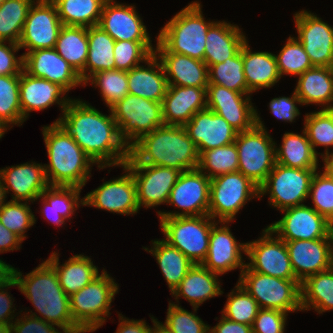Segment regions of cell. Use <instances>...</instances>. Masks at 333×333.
Masks as SVG:
<instances>
[{
    "label": "cell",
    "instance_id": "6da1fadb",
    "mask_svg": "<svg viewBox=\"0 0 333 333\" xmlns=\"http://www.w3.org/2000/svg\"><path fill=\"white\" fill-rule=\"evenodd\" d=\"M104 115L86 101L72 99L58 122L99 169L121 166L129 158V147L119 135L111 109Z\"/></svg>",
    "mask_w": 333,
    "mask_h": 333
},
{
    "label": "cell",
    "instance_id": "7a4b0ae2",
    "mask_svg": "<svg viewBox=\"0 0 333 333\" xmlns=\"http://www.w3.org/2000/svg\"><path fill=\"white\" fill-rule=\"evenodd\" d=\"M12 267V277L19 290L30 300L35 310L43 317L30 311V315L56 325L67 333H84L73 321L70 311V297L60 286L54 267L43 261L30 273L23 275Z\"/></svg>",
    "mask_w": 333,
    "mask_h": 333
},
{
    "label": "cell",
    "instance_id": "3957f363",
    "mask_svg": "<svg viewBox=\"0 0 333 333\" xmlns=\"http://www.w3.org/2000/svg\"><path fill=\"white\" fill-rule=\"evenodd\" d=\"M124 164L164 166L180 172L198 169L199 152L182 125H163L129 148Z\"/></svg>",
    "mask_w": 333,
    "mask_h": 333
},
{
    "label": "cell",
    "instance_id": "277c9868",
    "mask_svg": "<svg viewBox=\"0 0 333 333\" xmlns=\"http://www.w3.org/2000/svg\"><path fill=\"white\" fill-rule=\"evenodd\" d=\"M42 134L49 158V164H44L49 185L83 188L96 164L58 122L44 126Z\"/></svg>",
    "mask_w": 333,
    "mask_h": 333
},
{
    "label": "cell",
    "instance_id": "5b68a950",
    "mask_svg": "<svg viewBox=\"0 0 333 333\" xmlns=\"http://www.w3.org/2000/svg\"><path fill=\"white\" fill-rule=\"evenodd\" d=\"M201 4L194 1L169 20L156 39L172 53L204 61L205 40L215 21H205Z\"/></svg>",
    "mask_w": 333,
    "mask_h": 333
},
{
    "label": "cell",
    "instance_id": "8992f818",
    "mask_svg": "<svg viewBox=\"0 0 333 333\" xmlns=\"http://www.w3.org/2000/svg\"><path fill=\"white\" fill-rule=\"evenodd\" d=\"M118 289L114 278L103 269L94 280L69 296L74 323L84 333L94 332L103 326L106 317L110 316L111 303L115 294L119 292Z\"/></svg>",
    "mask_w": 333,
    "mask_h": 333
},
{
    "label": "cell",
    "instance_id": "52a82bcc",
    "mask_svg": "<svg viewBox=\"0 0 333 333\" xmlns=\"http://www.w3.org/2000/svg\"><path fill=\"white\" fill-rule=\"evenodd\" d=\"M256 109V124L237 134L238 171L260 187L276 164V143Z\"/></svg>",
    "mask_w": 333,
    "mask_h": 333
},
{
    "label": "cell",
    "instance_id": "ba28073f",
    "mask_svg": "<svg viewBox=\"0 0 333 333\" xmlns=\"http://www.w3.org/2000/svg\"><path fill=\"white\" fill-rule=\"evenodd\" d=\"M238 282L256 300L260 308L285 313L302 311L301 283L252 271L247 265Z\"/></svg>",
    "mask_w": 333,
    "mask_h": 333
},
{
    "label": "cell",
    "instance_id": "9c48e42d",
    "mask_svg": "<svg viewBox=\"0 0 333 333\" xmlns=\"http://www.w3.org/2000/svg\"><path fill=\"white\" fill-rule=\"evenodd\" d=\"M165 241L181 251L193 264H202L209 249V235L217 222L209 215L159 218Z\"/></svg>",
    "mask_w": 333,
    "mask_h": 333
},
{
    "label": "cell",
    "instance_id": "30bf717a",
    "mask_svg": "<svg viewBox=\"0 0 333 333\" xmlns=\"http://www.w3.org/2000/svg\"><path fill=\"white\" fill-rule=\"evenodd\" d=\"M119 135L130 148L141 137L165 125L162 103L128 94L111 108Z\"/></svg>",
    "mask_w": 333,
    "mask_h": 333
},
{
    "label": "cell",
    "instance_id": "8fae6325",
    "mask_svg": "<svg viewBox=\"0 0 333 333\" xmlns=\"http://www.w3.org/2000/svg\"><path fill=\"white\" fill-rule=\"evenodd\" d=\"M252 198H259V187L242 173L218 175L210 180L208 215L213 220L219 218V222L234 221L239 210Z\"/></svg>",
    "mask_w": 333,
    "mask_h": 333
},
{
    "label": "cell",
    "instance_id": "7c38bea8",
    "mask_svg": "<svg viewBox=\"0 0 333 333\" xmlns=\"http://www.w3.org/2000/svg\"><path fill=\"white\" fill-rule=\"evenodd\" d=\"M317 169L286 167L276 163L265 182L259 187V199L266 193L273 207L282 211L303 205L309 198L310 185Z\"/></svg>",
    "mask_w": 333,
    "mask_h": 333
},
{
    "label": "cell",
    "instance_id": "4fadbf2b",
    "mask_svg": "<svg viewBox=\"0 0 333 333\" xmlns=\"http://www.w3.org/2000/svg\"><path fill=\"white\" fill-rule=\"evenodd\" d=\"M210 180L199 169L181 172L167 204L182 209V212L158 211L159 218L208 215Z\"/></svg>",
    "mask_w": 333,
    "mask_h": 333
},
{
    "label": "cell",
    "instance_id": "5bb4252c",
    "mask_svg": "<svg viewBox=\"0 0 333 333\" xmlns=\"http://www.w3.org/2000/svg\"><path fill=\"white\" fill-rule=\"evenodd\" d=\"M280 212L283 217L267 227L285 242L333 238V224L313 207L303 204Z\"/></svg>",
    "mask_w": 333,
    "mask_h": 333
},
{
    "label": "cell",
    "instance_id": "9a60e30c",
    "mask_svg": "<svg viewBox=\"0 0 333 333\" xmlns=\"http://www.w3.org/2000/svg\"><path fill=\"white\" fill-rule=\"evenodd\" d=\"M266 227L257 240L247 242L246 256L250 263L246 265L252 270L265 275L287 280H297L292 269L285 241L276 237Z\"/></svg>",
    "mask_w": 333,
    "mask_h": 333
},
{
    "label": "cell",
    "instance_id": "2e32d148",
    "mask_svg": "<svg viewBox=\"0 0 333 333\" xmlns=\"http://www.w3.org/2000/svg\"><path fill=\"white\" fill-rule=\"evenodd\" d=\"M62 26L54 3L36 0L29 9L18 45L28 50L25 53L54 48Z\"/></svg>",
    "mask_w": 333,
    "mask_h": 333
},
{
    "label": "cell",
    "instance_id": "e0dca14e",
    "mask_svg": "<svg viewBox=\"0 0 333 333\" xmlns=\"http://www.w3.org/2000/svg\"><path fill=\"white\" fill-rule=\"evenodd\" d=\"M125 174L104 182L84 196V206H93L121 215H135L139 211L137 187L130 170L123 164Z\"/></svg>",
    "mask_w": 333,
    "mask_h": 333
},
{
    "label": "cell",
    "instance_id": "ac0fdd59",
    "mask_svg": "<svg viewBox=\"0 0 333 333\" xmlns=\"http://www.w3.org/2000/svg\"><path fill=\"white\" fill-rule=\"evenodd\" d=\"M296 37L313 66L333 67V27L310 11L294 14Z\"/></svg>",
    "mask_w": 333,
    "mask_h": 333
},
{
    "label": "cell",
    "instance_id": "d6986e66",
    "mask_svg": "<svg viewBox=\"0 0 333 333\" xmlns=\"http://www.w3.org/2000/svg\"><path fill=\"white\" fill-rule=\"evenodd\" d=\"M132 173L137 187L139 208L167 204L171 189L177 182L180 171L146 164H124Z\"/></svg>",
    "mask_w": 333,
    "mask_h": 333
},
{
    "label": "cell",
    "instance_id": "ffe728a7",
    "mask_svg": "<svg viewBox=\"0 0 333 333\" xmlns=\"http://www.w3.org/2000/svg\"><path fill=\"white\" fill-rule=\"evenodd\" d=\"M206 96L207 108L224 118L238 133L249 130L256 124V109L248 93L208 84Z\"/></svg>",
    "mask_w": 333,
    "mask_h": 333
},
{
    "label": "cell",
    "instance_id": "44dd1931",
    "mask_svg": "<svg viewBox=\"0 0 333 333\" xmlns=\"http://www.w3.org/2000/svg\"><path fill=\"white\" fill-rule=\"evenodd\" d=\"M219 223L221 227L218 226ZM229 223L231 222H219L217 219V223L212 226L208 254L202 265L219 275L240 268L241 275L246 266L242 253H247V243L237 242L227 225Z\"/></svg>",
    "mask_w": 333,
    "mask_h": 333
},
{
    "label": "cell",
    "instance_id": "7402d4cb",
    "mask_svg": "<svg viewBox=\"0 0 333 333\" xmlns=\"http://www.w3.org/2000/svg\"><path fill=\"white\" fill-rule=\"evenodd\" d=\"M22 56L23 70L30 76L59 84L67 92L84 85L80 75L54 48L38 49Z\"/></svg>",
    "mask_w": 333,
    "mask_h": 333
},
{
    "label": "cell",
    "instance_id": "603a6c76",
    "mask_svg": "<svg viewBox=\"0 0 333 333\" xmlns=\"http://www.w3.org/2000/svg\"><path fill=\"white\" fill-rule=\"evenodd\" d=\"M285 244L295 277L300 283L311 275L332 268L333 238L286 241Z\"/></svg>",
    "mask_w": 333,
    "mask_h": 333
},
{
    "label": "cell",
    "instance_id": "cb8c5ba5",
    "mask_svg": "<svg viewBox=\"0 0 333 333\" xmlns=\"http://www.w3.org/2000/svg\"><path fill=\"white\" fill-rule=\"evenodd\" d=\"M184 128L199 155L205 150L234 143L238 134L224 118L208 108L196 112Z\"/></svg>",
    "mask_w": 333,
    "mask_h": 333
},
{
    "label": "cell",
    "instance_id": "d4e9b609",
    "mask_svg": "<svg viewBox=\"0 0 333 333\" xmlns=\"http://www.w3.org/2000/svg\"><path fill=\"white\" fill-rule=\"evenodd\" d=\"M134 6L107 0L98 25L115 41H152Z\"/></svg>",
    "mask_w": 333,
    "mask_h": 333
},
{
    "label": "cell",
    "instance_id": "484cf974",
    "mask_svg": "<svg viewBox=\"0 0 333 333\" xmlns=\"http://www.w3.org/2000/svg\"><path fill=\"white\" fill-rule=\"evenodd\" d=\"M0 180L6 194L13 192L12 201L33 203L49 186L44 165L36 162L0 169Z\"/></svg>",
    "mask_w": 333,
    "mask_h": 333
},
{
    "label": "cell",
    "instance_id": "4316f807",
    "mask_svg": "<svg viewBox=\"0 0 333 333\" xmlns=\"http://www.w3.org/2000/svg\"><path fill=\"white\" fill-rule=\"evenodd\" d=\"M66 93L59 84L30 76L24 70L19 75V97L24 120L31 111L48 109L53 104H59L63 112L72 100L64 96Z\"/></svg>",
    "mask_w": 333,
    "mask_h": 333
},
{
    "label": "cell",
    "instance_id": "83f0119b",
    "mask_svg": "<svg viewBox=\"0 0 333 333\" xmlns=\"http://www.w3.org/2000/svg\"><path fill=\"white\" fill-rule=\"evenodd\" d=\"M155 54L161 61L168 85L207 88L209 84L208 66L202 60L169 52L156 40Z\"/></svg>",
    "mask_w": 333,
    "mask_h": 333
},
{
    "label": "cell",
    "instance_id": "f1b7e54d",
    "mask_svg": "<svg viewBox=\"0 0 333 333\" xmlns=\"http://www.w3.org/2000/svg\"><path fill=\"white\" fill-rule=\"evenodd\" d=\"M207 108L206 88L169 85L162 101L165 125H182Z\"/></svg>",
    "mask_w": 333,
    "mask_h": 333
},
{
    "label": "cell",
    "instance_id": "f546056e",
    "mask_svg": "<svg viewBox=\"0 0 333 333\" xmlns=\"http://www.w3.org/2000/svg\"><path fill=\"white\" fill-rule=\"evenodd\" d=\"M145 63L147 68L138 65L127 71L129 94L162 103L169 86L163 65L155 53Z\"/></svg>",
    "mask_w": 333,
    "mask_h": 333
},
{
    "label": "cell",
    "instance_id": "4dcf8cb0",
    "mask_svg": "<svg viewBox=\"0 0 333 333\" xmlns=\"http://www.w3.org/2000/svg\"><path fill=\"white\" fill-rule=\"evenodd\" d=\"M246 40V36L236 24L224 20L214 22L206 35L204 62L209 68L234 57Z\"/></svg>",
    "mask_w": 333,
    "mask_h": 333
},
{
    "label": "cell",
    "instance_id": "1f68e13d",
    "mask_svg": "<svg viewBox=\"0 0 333 333\" xmlns=\"http://www.w3.org/2000/svg\"><path fill=\"white\" fill-rule=\"evenodd\" d=\"M218 275L202 264H193L171 294L177 303L183 297L192 307L199 308L206 300L223 294Z\"/></svg>",
    "mask_w": 333,
    "mask_h": 333
},
{
    "label": "cell",
    "instance_id": "d6a6232c",
    "mask_svg": "<svg viewBox=\"0 0 333 333\" xmlns=\"http://www.w3.org/2000/svg\"><path fill=\"white\" fill-rule=\"evenodd\" d=\"M242 61L244 76L247 83V93L270 88L279 82L275 54L270 52H252L248 40L242 46Z\"/></svg>",
    "mask_w": 333,
    "mask_h": 333
},
{
    "label": "cell",
    "instance_id": "836d02e7",
    "mask_svg": "<svg viewBox=\"0 0 333 333\" xmlns=\"http://www.w3.org/2000/svg\"><path fill=\"white\" fill-rule=\"evenodd\" d=\"M294 91L300 98L302 106L319 104L322 110L332 107L333 67L313 66L306 70L298 77Z\"/></svg>",
    "mask_w": 333,
    "mask_h": 333
},
{
    "label": "cell",
    "instance_id": "e575fe53",
    "mask_svg": "<svg viewBox=\"0 0 333 333\" xmlns=\"http://www.w3.org/2000/svg\"><path fill=\"white\" fill-rule=\"evenodd\" d=\"M58 256V253L53 252L47 261L54 267L60 286L68 296L78 292L100 275L98 267L88 256L76 254L62 265Z\"/></svg>",
    "mask_w": 333,
    "mask_h": 333
},
{
    "label": "cell",
    "instance_id": "d590c367",
    "mask_svg": "<svg viewBox=\"0 0 333 333\" xmlns=\"http://www.w3.org/2000/svg\"><path fill=\"white\" fill-rule=\"evenodd\" d=\"M81 190L73 186L49 185L39 197L43 203L41 214L58 227L65 225L66 219H70L81 205L84 206V198H80Z\"/></svg>",
    "mask_w": 333,
    "mask_h": 333
},
{
    "label": "cell",
    "instance_id": "8d00e7d4",
    "mask_svg": "<svg viewBox=\"0 0 333 333\" xmlns=\"http://www.w3.org/2000/svg\"><path fill=\"white\" fill-rule=\"evenodd\" d=\"M279 146L275 148L276 163L292 168L318 169V155L314 152L304 129L302 134L285 133Z\"/></svg>",
    "mask_w": 333,
    "mask_h": 333
},
{
    "label": "cell",
    "instance_id": "74e56055",
    "mask_svg": "<svg viewBox=\"0 0 333 333\" xmlns=\"http://www.w3.org/2000/svg\"><path fill=\"white\" fill-rule=\"evenodd\" d=\"M151 249H143L152 254L163 273L167 285L172 293L186 276L193 263L176 247L171 246L164 239L152 240Z\"/></svg>",
    "mask_w": 333,
    "mask_h": 333
},
{
    "label": "cell",
    "instance_id": "f35d334b",
    "mask_svg": "<svg viewBox=\"0 0 333 333\" xmlns=\"http://www.w3.org/2000/svg\"><path fill=\"white\" fill-rule=\"evenodd\" d=\"M54 49L74 68L84 82V68L89 51L87 28L63 25Z\"/></svg>",
    "mask_w": 333,
    "mask_h": 333
},
{
    "label": "cell",
    "instance_id": "ab89813d",
    "mask_svg": "<svg viewBox=\"0 0 333 333\" xmlns=\"http://www.w3.org/2000/svg\"><path fill=\"white\" fill-rule=\"evenodd\" d=\"M301 308L318 314L333 310V268L307 277L300 285Z\"/></svg>",
    "mask_w": 333,
    "mask_h": 333
},
{
    "label": "cell",
    "instance_id": "60d3db41",
    "mask_svg": "<svg viewBox=\"0 0 333 333\" xmlns=\"http://www.w3.org/2000/svg\"><path fill=\"white\" fill-rule=\"evenodd\" d=\"M87 35L89 51L84 68V83L95 72L115 69V40L99 25L88 27Z\"/></svg>",
    "mask_w": 333,
    "mask_h": 333
},
{
    "label": "cell",
    "instance_id": "b9f144b4",
    "mask_svg": "<svg viewBox=\"0 0 333 333\" xmlns=\"http://www.w3.org/2000/svg\"><path fill=\"white\" fill-rule=\"evenodd\" d=\"M65 26L91 27L99 24L107 0H51Z\"/></svg>",
    "mask_w": 333,
    "mask_h": 333
},
{
    "label": "cell",
    "instance_id": "7bdbcfd3",
    "mask_svg": "<svg viewBox=\"0 0 333 333\" xmlns=\"http://www.w3.org/2000/svg\"><path fill=\"white\" fill-rule=\"evenodd\" d=\"M36 0H4L0 4V41L19 43L29 9Z\"/></svg>",
    "mask_w": 333,
    "mask_h": 333
},
{
    "label": "cell",
    "instance_id": "ee69618b",
    "mask_svg": "<svg viewBox=\"0 0 333 333\" xmlns=\"http://www.w3.org/2000/svg\"><path fill=\"white\" fill-rule=\"evenodd\" d=\"M198 169L210 179L238 171V151L235 142L203 151L199 155Z\"/></svg>",
    "mask_w": 333,
    "mask_h": 333
},
{
    "label": "cell",
    "instance_id": "f6af8a7d",
    "mask_svg": "<svg viewBox=\"0 0 333 333\" xmlns=\"http://www.w3.org/2000/svg\"><path fill=\"white\" fill-rule=\"evenodd\" d=\"M209 84H217L227 89L247 93V83L244 76L242 48L224 62L211 65L208 68Z\"/></svg>",
    "mask_w": 333,
    "mask_h": 333
},
{
    "label": "cell",
    "instance_id": "bcb514c9",
    "mask_svg": "<svg viewBox=\"0 0 333 333\" xmlns=\"http://www.w3.org/2000/svg\"><path fill=\"white\" fill-rule=\"evenodd\" d=\"M222 316L230 321L252 326L260 309L256 300L238 282L228 295Z\"/></svg>",
    "mask_w": 333,
    "mask_h": 333
},
{
    "label": "cell",
    "instance_id": "7dc6e473",
    "mask_svg": "<svg viewBox=\"0 0 333 333\" xmlns=\"http://www.w3.org/2000/svg\"><path fill=\"white\" fill-rule=\"evenodd\" d=\"M89 82L100 88L101 97L109 108L129 94L127 71L112 69L95 72L84 85Z\"/></svg>",
    "mask_w": 333,
    "mask_h": 333
},
{
    "label": "cell",
    "instance_id": "c3c4849f",
    "mask_svg": "<svg viewBox=\"0 0 333 333\" xmlns=\"http://www.w3.org/2000/svg\"><path fill=\"white\" fill-rule=\"evenodd\" d=\"M0 120L9 128L12 124L21 126L25 121L20 105L19 75H0Z\"/></svg>",
    "mask_w": 333,
    "mask_h": 333
},
{
    "label": "cell",
    "instance_id": "681fc988",
    "mask_svg": "<svg viewBox=\"0 0 333 333\" xmlns=\"http://www.w3.org/2000/svg\"><path fill=\"white\" fill-rule=\"evenodd\" d=\"M304 130L314 152L321 154L322 159L332 157L333 152L329 151V147L333 146V122L332 117L325 111L319 110L305 114ZM324 146L325 152L318 153L316 147Z\"/></svg>",
    "mask_w": 333,
    "mask_h": 333
},
{
    "label": "cell",
    "instance_id": "f907efd6",
    "mask_svg": "<svg viewBox=\"0 0 333 333\" xmlns=\"http://www.w3.org/2000/svg\"><path fill=\"white\" fill-rule=\"evenodd\" d=\"M275 57L281 77L286 74L299 77L306 70L313 67L303 45L296 37L289 36L287 42Z\"/></svg>",
    "mask_w": 333,
    "mask_h": 333
},
{
    "label": "cell",
    "instance_id": "816d5d0a",
    "mask_svg": "<svg viewBox=\"0 0 333 333\" xmlns=\"http://www.w3.org/2000/svg\"><path fill=\"white\" fill-rule=\"evenodd\" d=\"M152 41H115L114 61L115 69L130 71L132 68L145 63L155 52Z\"/></svg>",
    "mask_w": 333,
    "mask_h": 333
},
{
    "label": "cell",
    "instance_id": "f5cc1de1",
    "mask_svg": "<svg viewBox=\"0 0 333 333\" xmlns=\"http://www.w3.org/2000/svg\"><path fill=\"white\" fill-rule=\"evenodd\" d=\"M193 310L194 313L189 312L169 301L165 324L158 323L169 333H209L210 326L195 314L198 308L193 307Z\"/></svg>",
    "mask_w": 333,
    "mask_h": 333
},
{
    "label": "cell",
    "instance_id": "db71d44e",
    "mask_svg": "<svg viewBox=\"0 0 333 333\" xmlns=\"http://www.w3.org/2000/svg\"><path fill=\"white\" fill-rule=\"evenodd\" d=\"M28 204V202L10 200L0 210V222L23 241L26 238V230L36 222Z\"/></svg>",
    "mask_w": 333,
    "mask_h": 333
},
{
    "label": "cell",
    "instance_id": "11a10c76",
    "mask_svg": "<svg viewBox=\"0 0 333 333\" xmlns=\"http://www.w3.org/2000/svg\"><path fill=\"white\" fill-rule=\"evenodd\" d=\"M316 171L310 185L309 197L313 208L333 224V179L325 171Z\"/></svg>",
    "mask_w": 333,
    "mask_h": 333
},
{
    "label": "cell",
    "instance_id": "9f6ffc18",
    "mask_svg": "<svg viewBox=\"0 0 333 333\" xmlns=\"http://www.w3.org/2000/svg\"><path fill=\"white\" fill-rule=\"evenodd\" d=\"M287 313L260 308L252 324L253 333H284Z\"/></svg>",
    "mask_w": 333,
    "mask_h": 333
},
{
    "label": "cell",
    "instance_id": "6f0895ef",
    "mask_svg": "<svg viewBox=\"0 0 333 333\" xmlns=\"http://www.w3.org/2000/svg\"><path fill=\"white\" fill-rule=\"evenodd\" d=\"M21 49L17 43L0 41V75H20L23 70V56H15Z\"/></svg>",
    "mask_w": 333,
    "mask_h": 333
},
{
    "label": "cell",
    "instance_id": "680465c9",
    "mask_svg": "<svg viewBox=\"0 0 333 333\" xmlns=\"http://www.w3.org/2000/svg\"><path fill=\"white\" fill-rule=\"evenodd\" d=\"M297 103L302 105L300 98L294 91L291 97L273 98L269 103V109L275 118L285 122H293L300 115Z\"/></svg>",
    "mask_w": 333,
    "mask_h": 333
},
{
    "label": "cell",
    "instance_id": "91938a15",
    "mask_svg": "<svg viewBox=\"0 0 333 333\" xmlns=\"http://www.w3.org/2000/svg\"><path fill=\"white\" fill-rule=\"evenodd\" d=\"M28 314L29 311L26 315L23 314L24 316L22 315L20 319L15 318V321L11 324V333H67L65 331L61 332L55 328L54 326L56 325L52 323H48L41 318H36Z\"/></svg>",
    "mask_w": 333,
    "mask_h": 333
},
{
    "label": "cell",
    "instance_id": "94428289",
    "mask_svg": "<svg viewBox=\"0 0 333 333\" xmlns=\"http://www.w3.org/2000/svg\"><path fill=\"white\" fill-rule=\"evenodd\" d=\"M12 286H17L19 290V285L13 277L0 286V321L6 325H11L15 317V310L12 309L14 300L6 290Z\"/></svg>",
    "mask_w": 333,
    "mask_h": 333
},
{
    "label": "cell",
    "instance_id": "6125c7cd",
    "mask_svg": "<svg viewBox=\"0 0 333 333\" xmlns=\"http://www.w3.org/2000/svg\"><path fill=\"white\" fill-rule=\"evenodd\" d=\"M209 333H253L252 326L233 322L221 316L219 323L209 327Z\"/></svg>",
    "mask_w": 333,
    "mask_h": 333
},
{
    "label": "cell",
    "instance_id": "be15d7a7",
    "mask_svg": "<svg viewBox=\"0 0 333 333\" xmlns=\"http://www.w3.org/2000/svg\"><path fill=\"white\" fill-rule=\"evenodd\" d=\"M120 324L115 333H150L152 328L142 320L128 319L122 314H118Z\"/></svg>",
    "mask_w": 333,
    "mask_h": 333
},
{
    "label": "cell",
    "instance_id": "e7e4bbea",
    "mask_svg": "<svg viewBox=\"0 0 333 333\" xmlns=\"http://www.w3.org/2000/svg\"><path fill=\"white\" fill-rule=\"evenodd\" d=\"M23 240L0 222V253L19 250Z\"/></svg>",
    "mask_w": 333,
    "mask_h": 333
},
{
    "label": "cell",
    "instance_id": "03108f58",
    "mask_svg": "<svg viewBox=\"0 0 333 333\" xmlns=\"http://www.w3.org/2000/svg\"><path fill=\"white\" fill-rule=\"evenodd\" d=\"M12 267L0 259V286L7 282L12 277Z\"/></svg>",
    "mask_w": 333,
    "mask_h": 333
},
{
    "label": "cell",
    "instance_id": "003e7915",
    "mask_svg": "<svg viewBox=\"0 0 333 333\" xmlns=\"http://www.w3.org/2000/svg\"><path fill=\"white\" fill-rule=\"evenodd\" d=\"M324 162V170L331 176L333 179V156L322 159Z\"/></svg>",
    "mask_w": 333,
    "mask_h": 333
},
{
    "label": "cell",
    "instance_id": "a7ac6f4b",
    "mask_svg": "<svg viewBox=\"0 0 333 333\" xmlns=\"http://www.w3.org/2000/svg\"><path fill=\"white\" fill-rule=\"evenodd\" d=\"M151 320L153 322V328L150 333H169L162 326L159 325L157 318L155 319L154 317H151Z\"/></svg>",
    "mask_w": 333,
    "mask_h": 333
},
{
    "label": "cell",
    "instance_id": "89a4df30",
    "mask_svg": "<svg viewBox=\"0 0 333 333\" xmlns=\"http://www.w3.org/2000/svg\"><path fill=\"white\" fill-rule=\"evenodd\" d=\"M6 196H7L6 191L3 188V185L0 180V210L6 204V202H5Z\"/></svg>",
    "mask_w": 333,
    "mask_h": 333
},
{
    "label": "cell",
    "instance_id": "2644e50d",
    "mask_svg": "<svg viewBox=\"0 0 333 333\" xmlns=\"http://www.w3.org/2000/svg\"><path fill=\"white\" fill-rule=\"evenodd\" d=\"M0 333H11V325L1 324Z\"/></svg>",
    "mask_w": 333,
    "mask_h": 333
},
{
    "label": "cell",
    "instance_id": "8c879c8a",
    "mask_svg": "<svg viewBox=\"0 0 333 333\" xmlns=\"http://www.w3.org/2000/svg\"><path fill=\"white\" fill-rule=\"evenodd\" d=\"M7 129H9V127L0 120V139L3 137Z\"/></svg>",
    "mask_w": 333,
    "mask_h": 333
},
{
    "label": "cell",
    "instance_id": "753ad0ef",
    "mask_svg": "<svg viewBox=\"0 0 333 333\" xmlns=\"http://www.w3.org/2000/svg\"><path fill=\"white\" fill-rule=\"evenodd\" d=\"M325 111L332 117V122H333V106L325 109Z\"/></svg>",
    "mask_w": 333,
    "mask_h": 333
},
{
    "label": "cell",
    "instance_id": "34e18365",
    "mask_svg": "<svg viewBox=\"0 0 333 333\" xmlns=\"http://www.w3.org/2000/svg\"><path fill=\"white\" fill-rule=\"evenodd\" d=\"M332 268H333V247H332Z\"/></svg>",
    "mask_w": 333,
    "mask_h": 333
}]
</instances>
